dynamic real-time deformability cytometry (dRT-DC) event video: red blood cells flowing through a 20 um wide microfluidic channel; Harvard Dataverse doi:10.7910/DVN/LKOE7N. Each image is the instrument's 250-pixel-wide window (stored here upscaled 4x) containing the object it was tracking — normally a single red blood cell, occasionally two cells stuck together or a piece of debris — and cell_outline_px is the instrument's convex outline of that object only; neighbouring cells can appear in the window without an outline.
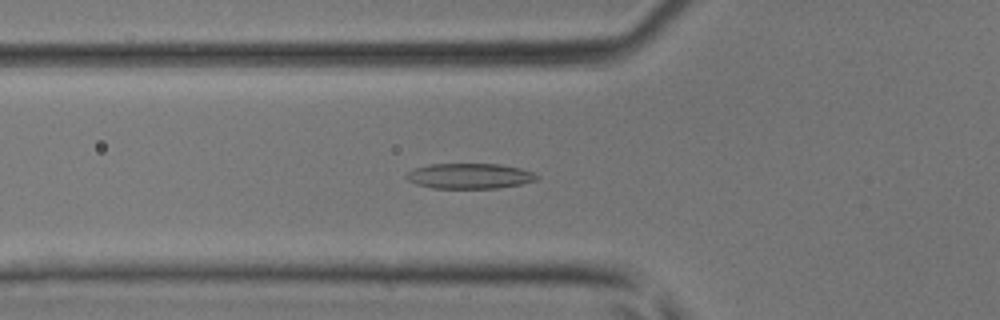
{"species": "common noctule bat (a hibernating species)", "species_latin": "Nyctalus noctula", "temperature_condition": "room temperature", "stored_images_in_passage": 43, "camera_frame_rate_fps": 3000, "um_per_image_px": 0.085, "animal": {"sex": "male", "body_mass_g": 17.9, "forearm_length_mm": 54.2}, "frame": {"image": 1, "passage_image": 15, "time_ms": 4.667, "image_size_px": [1000, 320], "cell_outline_px": [[540, 176], [536, 180], [520, 184], [500, 188], [432, 188], [416, 184], [408, 180], [404, 176], [408, 172], [416, 168], [428, 164], [500, 164], [520, 168], [532, 172]], "centroid_in_image_um": [39.91, 14.96], "position_along_channel_um": 85.9, "area_um2": 19.25}}
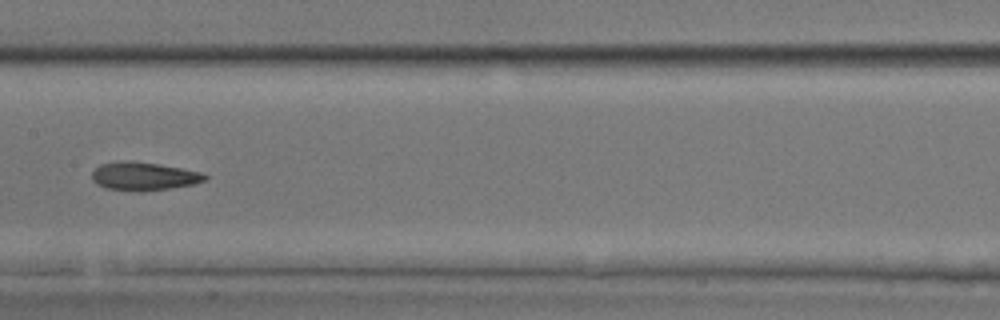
{"frame": {"image": 2, "passage_image": 22, "time_ms": 7.0, "image_size_px": [1000, 320], "cell_outline_px": [[208, 180], [192, 184], [168, 188], [140, 192], [104, 188], [96, 184], [92, 180], [92, 172], [100, 164], [124, 160], [160, 164], [204, 172], [208, 176]], "centroid_in_image_um": [12.23, 14.98], "position_along_channel_um": 195.2, "area_um2": 18.79}}
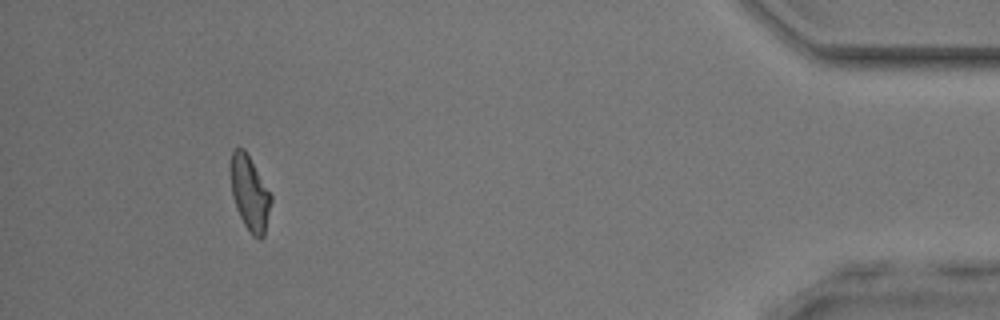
{"frame": {"image": 3, "passage_image": 40, "time_ms": 13.0, "image_size_px": [1000, 320], "cell_outline_px": [[272, 200], [264, 236], [260, 240], [252, 236], [244, 224], [236, 208], [232, 196], [228, 172], [228, 168], [232, 152], [236, 148], [244, 148], [272, 196]], "centroid_in_image_um": [21.19, 16.42], "position_along_channel_um": 414.0, "area_um2": 17.86}}